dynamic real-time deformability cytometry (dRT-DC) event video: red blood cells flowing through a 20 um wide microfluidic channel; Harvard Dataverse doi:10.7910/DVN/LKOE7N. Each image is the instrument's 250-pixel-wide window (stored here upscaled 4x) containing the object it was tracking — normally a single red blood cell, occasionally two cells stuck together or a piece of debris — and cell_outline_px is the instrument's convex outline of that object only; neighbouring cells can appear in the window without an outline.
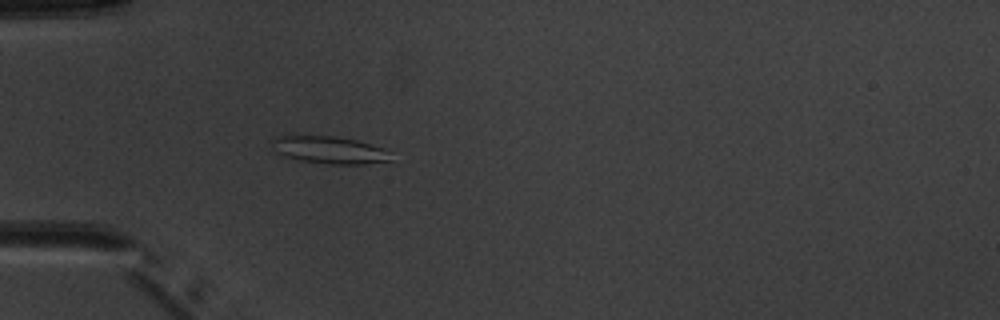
{"species": "common noctule bat (a hibernating species)", "species_latin": "Nyctalus noctula", "temperature_condition": "warm", "stored_images_in_passage": 3, "camera_frame_rate_fps": 3000, "um_per_image_px": 0.085, "animal": {"sex": "male", "body_mass_g": 20.1, "forearm_length_mm": 53.5}, "frame": {"image": 1, "passage_image": 3, "time_ms": 3.333, "image_size_px": [1000, 320], "cell_outline_px": [[392, 160], [364, 164], [328, 164], [300, 160], [284, 156], [276, 152], [272, 144], [272, 136], [336, 136], [356, 140], [380, 148], [388, 152]], "centroid_in_image_um": [27.95, 12.75], "position_along_channel_um": 57.1, "area_um2": 18.67}}